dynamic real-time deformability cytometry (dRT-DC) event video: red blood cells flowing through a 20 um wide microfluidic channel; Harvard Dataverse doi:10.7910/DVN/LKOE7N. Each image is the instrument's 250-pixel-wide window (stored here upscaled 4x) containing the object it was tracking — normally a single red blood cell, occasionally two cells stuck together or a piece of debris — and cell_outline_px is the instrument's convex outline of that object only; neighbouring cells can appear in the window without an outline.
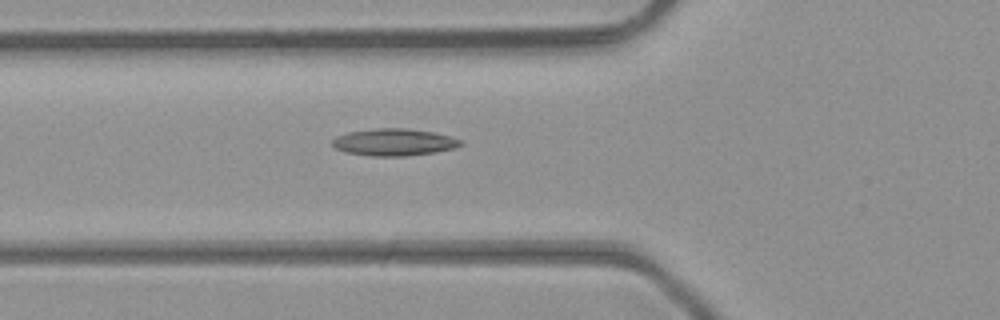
{"species": "common noctule bat (a hibernating species)", "species_latin": "Nyctalus noctula", "temperature_condition": "room temperature", "stored_images_in_passage": 4, "camera_frame_rate_fps": 3000, "um_per_image_px": 0.085, "animal": {"sex": "male", "body_mass_g": 23.1, "forearm_length_mm": 52.7}, "frame": {"image": 1, "passage_image": 4, "time_ms": 1.0, "image_size_px": [1000, 320], "cell_outline_px": [[464, 144], [456, 148], [436, 152], [404, 156], [368, 156], [344, 152], [336, 148], [332, 144], [332, 140], [336, 136], [348, 132], [372, 128], [408, 128], [432, 132], [452, 136], [464, 140]], "centroid_in_image_um": [33.52, 12.08], "position_along_channel_um": 92.3, "area_um2": 20.58}}